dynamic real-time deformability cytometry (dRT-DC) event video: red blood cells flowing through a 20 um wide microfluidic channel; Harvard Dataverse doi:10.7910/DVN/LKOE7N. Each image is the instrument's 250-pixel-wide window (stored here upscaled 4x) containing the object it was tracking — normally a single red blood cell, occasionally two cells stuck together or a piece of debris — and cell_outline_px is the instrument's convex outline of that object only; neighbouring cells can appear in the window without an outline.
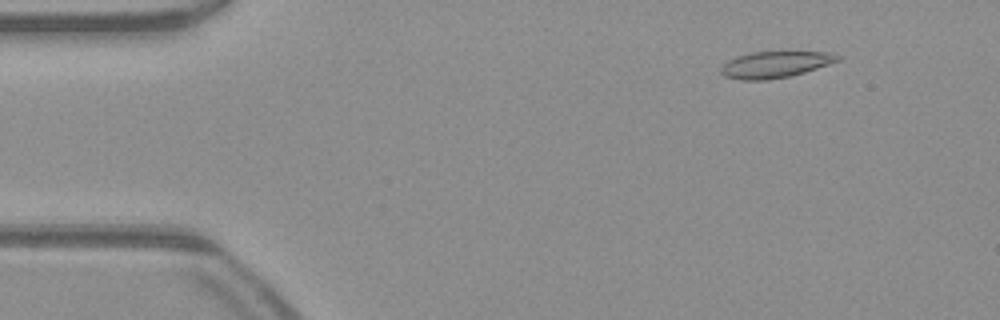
{"species": "common noctule bat (a hibernating species)", "species_latin": "Nyctalus noctula", "temperature_condition": "warm", "stored_images_in_passage": 50, "camera_frame_rate_fps": 3000, "um_per_image_px": 0.085, "animal": {"sex": "male", "body_mass_g": 23.1, "forearm_length_mm": 52.7}, "frame": {"image": 1, "passage_image": 5, "time_ms": 1.333, "image_size_px": [1000, 320], "cell_outline_px": [[840, 60], [804, 72], [788, 76], [768, 80], [740, 80], [724, 76], [720, 72], [720, 68], [728, 60], [736, 56], [752, 52], [788, 48], [832, 52], [840, 56]], "centroid_in_image_um": [65.93, 5.41], "position_along_channel_um": 19.1, "area_um2": 19.02}}
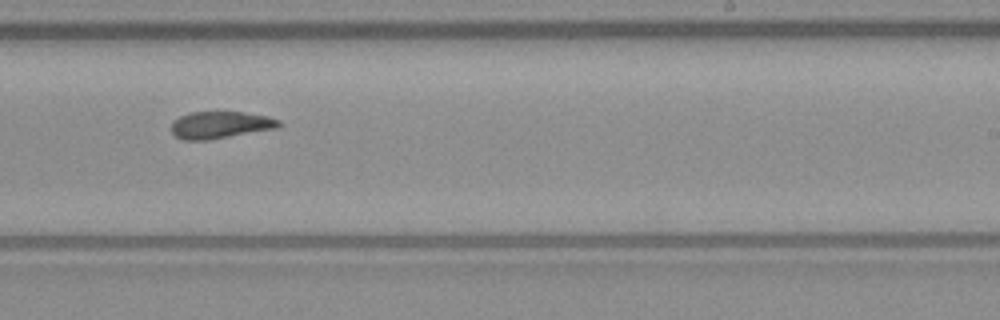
{"frame": {"image": 2, "passage_image": 30, "time_ms": 9.667, "image_size_px": [1000, 320], "cell_outline_px": [[280, 124], [276, 128], [208, 140], [184, 140], [176, 136], [172, 132], [172, 120], [188, 112], [244, 112], [268, 116], [280, 120]], "centroid_in_image_um": [18.7, 10.61], "position_along_channel_um": 270.3, "area_um2": 16.88}}
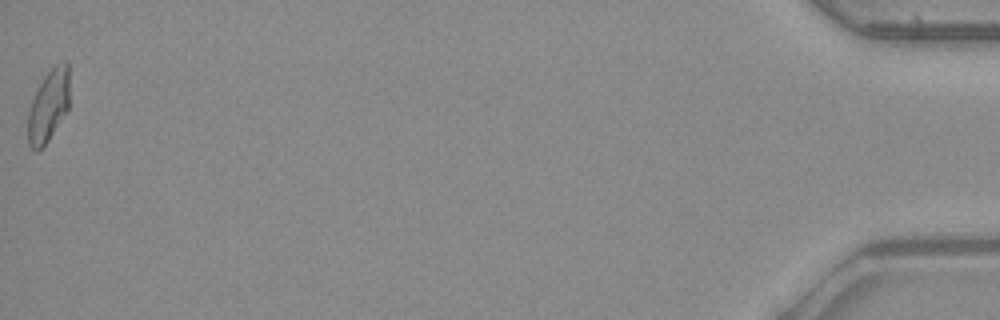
{"frame": {"image": 3, "passage_image": 50, "time_ms": 16.333, "image_size_px": [1000, 320], "cell_outline_px": [[68, 108], [48, 140], [36, 152], [28, 144], [28, 112], [32, 100], [44, 76], [56, 64], [64, 60], [68, 64]], "centroid_in_image_um": [4.11, 8.98], "position_along_channel_um": 431.1, "area_um2": 16.99}, "authors_computed_cell_mechanics": {"area_um2": 17.8024, "velocity_mm_per_s": 4.0639, "shape_relaxation_time_tau1_ms": null, "shape_relaxation_time_tau2_ms": 2.6059, "deformation_change_tau1": null, "deformation_change_tau2": 0.0819}}